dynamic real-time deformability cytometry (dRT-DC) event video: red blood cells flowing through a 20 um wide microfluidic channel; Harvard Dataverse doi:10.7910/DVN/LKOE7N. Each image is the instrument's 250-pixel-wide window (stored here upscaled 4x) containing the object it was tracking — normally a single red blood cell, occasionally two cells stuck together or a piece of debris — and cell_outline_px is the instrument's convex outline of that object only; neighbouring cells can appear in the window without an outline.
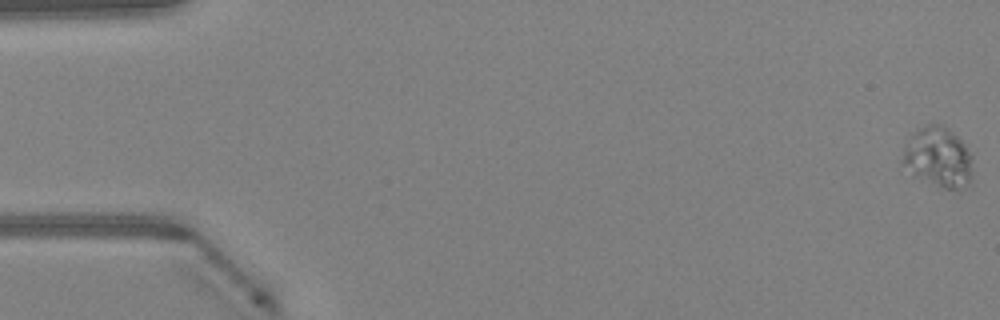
{"species": "Egyptian fruit bat (a non-hibernating species)", "species_latin": "Rousettus aegyptiacus", "temperature_condition": "warm", "stored_images_in_passage": 50, "camera_frame_rate_fps": 3000, "um_per_image_px": 0.085, "animal": {"sex": "female"}, "frame": {"image": 1, "passage_image": 1, "time_ms": 0.0, "image_size_px": [1000, 320], "cell_outline_px": [[972, 176], [968, 184], [956, 188], [944, 188], [912, 176], [900, 160], [912, 132], [916, 128], [928, 124], [944, 124], [964, 144], [972, 156]], "centroid_in_image_um": [79.72, 13.35], "position_along_channel_um": 5.3, "area_um2": 24.57}}
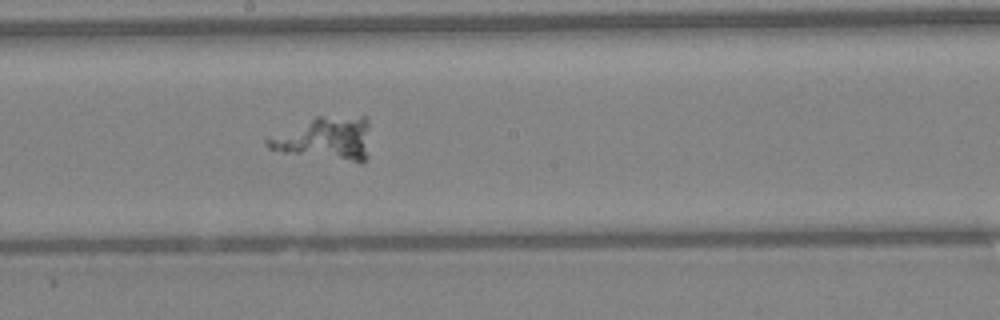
{"frame": {"image": 2, "passage_image": 28, "time_ms": 9.0, "image_size_px": [1000, 320], "cell_outline_px": [[368, 160], [360, 164], [284, 152], [268, 148], [264, 144], [264, 140], [316, 116], [368, 116]], "centroid_in_image_um": [27.72, 11.8], "position_along_channel_um": 220.5, "area_um2": 26.01}}
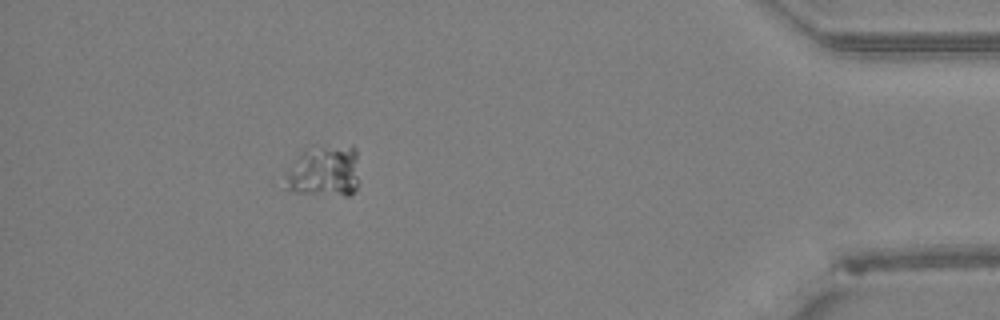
{"frame": {"image": 3, "passage_image": 45, "time_ms": 14.667, "image_size_px": [1000, 320], "cell_outline_px": [[360, 184], [352, 196], [344, 196], [288, 192], [284, 188], [284, 176], [300, 148], [352, 144], [356, 148], [360, 180]], "centroid_in_image_um": [27.56, 14.55], "position_along_channel_um": 407.6, "area_um2": 23.76}}